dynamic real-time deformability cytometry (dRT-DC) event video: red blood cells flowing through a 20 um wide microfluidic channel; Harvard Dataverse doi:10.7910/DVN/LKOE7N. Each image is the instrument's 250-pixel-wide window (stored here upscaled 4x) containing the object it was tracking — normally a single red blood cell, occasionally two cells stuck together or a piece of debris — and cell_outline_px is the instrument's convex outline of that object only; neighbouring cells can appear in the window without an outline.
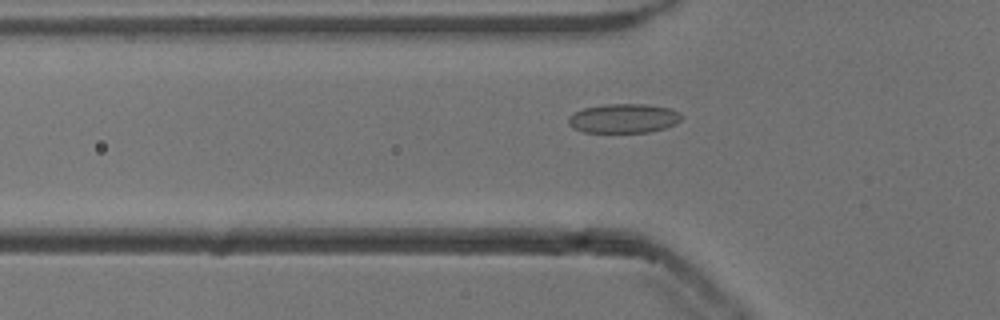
{"species": "common noctule bat (a hibernating species)", "species_latin": "Nyctalus noctula", "temperature_condition": "cold", "stored_images_in_passage": 54, "camera_frame_rate_fps": 3000, "um_per_image_px": 0.085, "animal": {"sex": "male", "body_mass_g": 13.3}, "frame": {"image": 1, "passage_image": 18, "time_ms": 5.667, "image_size_px": [1000, 320], "cell_outline_px": [[680, 120], [676, 124], [664, 128], [648, 132], [584, 132], [572, 128], [568, 124], [568, 116], [584, 108], [604, 104], [648, 104], [672, 108], [680, 112]], "centroid_in_image_um": [53.01, 10.05], "position_along_channel_um": 72.8, "area_um2": 19.36}}
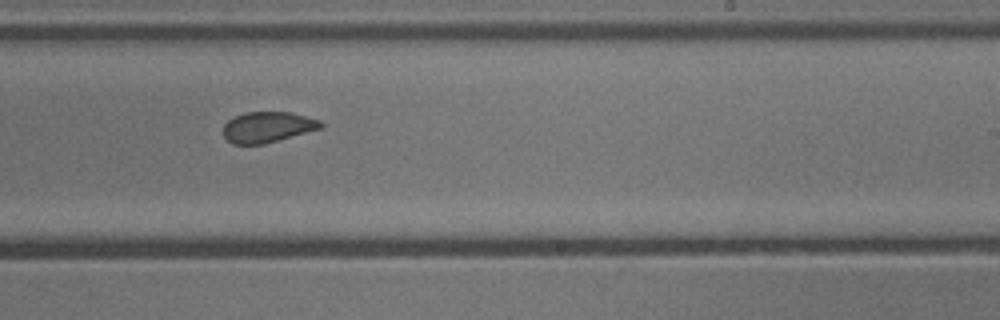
{"frame": {"image": 2, "passage_image": 33, "time_ms": 10.667, "image_size_px": [1000, 320], "cell_outline_px": [[324, 128], [264, 144], [232, 144], [224, 136], [224, 124], [228, 120], [244, 112], [292, 112], [320, 120], [324, 124]], "centroid_in_image_um": [22.79, 10.8], "position_along_channel_um": 266.2, "area_um2": 17.57}}
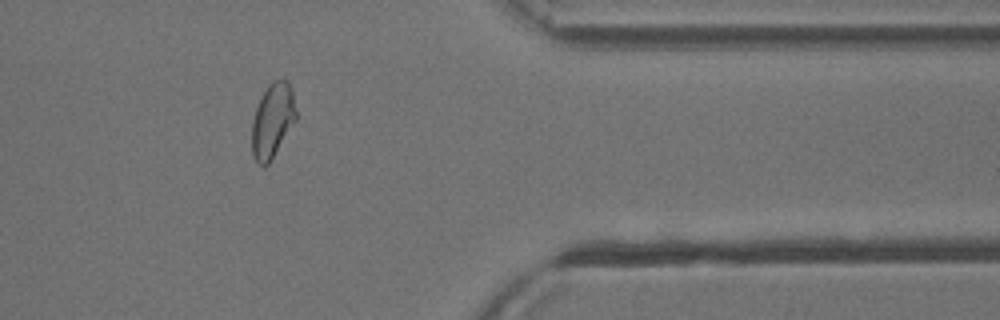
{"frame": {"image": 3, "passage_image": 44, "time_ms": 14.333, "image_size_px": [1000, 320], "cell_outline_px": [[296, 120], [268, 164], [264, 168], [256, 160], [252, 152], [252, 120], [260, 96], [268, 84], [272, 80], [288, 80], [292, 88], [296, 112]], "centroid_in_image_um": [23.16, 10.2], "position_along_channel_um": 388.2, "area_um2": 19.13}, "authors_computed_cell_mechanics": {"area_um2": 19.3052, "velocity_mm_per_s": 3.8504, "shape_relaxation_time_tau1_ms": 6.4675, "shape_relaxation_time_tau2_ms": 1.1669, "deformation_change_tau1": 0.1195, "deformation_change_tau2": 0.0736}}